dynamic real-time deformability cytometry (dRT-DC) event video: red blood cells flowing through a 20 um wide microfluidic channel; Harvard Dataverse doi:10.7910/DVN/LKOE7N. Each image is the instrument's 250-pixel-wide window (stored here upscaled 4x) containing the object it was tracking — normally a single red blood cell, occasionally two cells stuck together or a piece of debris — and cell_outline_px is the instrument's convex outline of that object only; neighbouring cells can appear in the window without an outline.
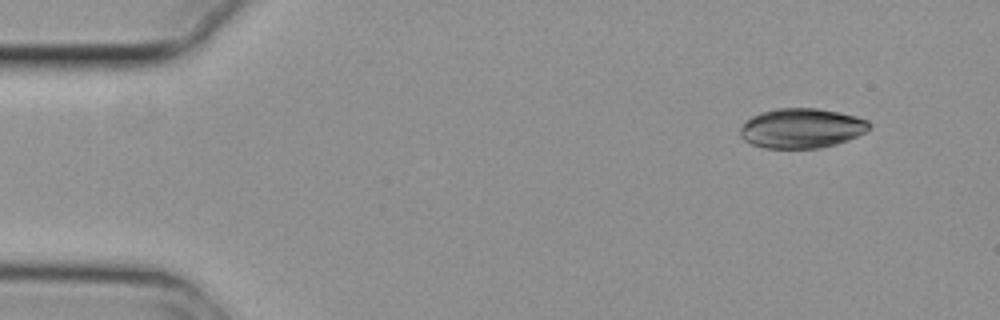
{"species": "common noctule bat (a hibernating species)", "species_latin": "Nyctalus noctula", "temperature_condition": "cold", "stored_images_in_passage": 4, "camera_frame_rate_fps": 3000, "um_per_image_px": 0.085, "animal": {"sex": "female", "body_mass_g": 29.2, "forearm_length_mm": 56.3}, "frame": {"image": 1, "passage_image": 1, "time_ms": 0.0, "image_size_px": [1000, 320], "cell_outline_px": [[872, 128], [848, 140], [836, 144], [820, 148], [764, 148], [752, 144], [744, 140], [740, 136], [740, 128], [752, 116], [760, 112], [776, 108], [816, 108], [840, 112], [856, 116], [868, 120], [872, 124]], "centroid_in_image_um": [68.16, 10.89], "position_along_channel_um": 16.8, "area_um2": 30.06}}
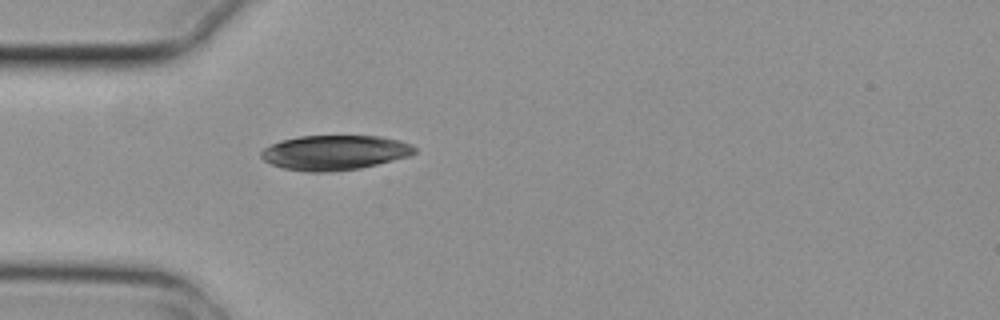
{"frame": {"image": 2, "passage_image": 4, "time_ms": 1.0, "image_size_px": [1000, 320], "cell_outline_px": [[416, 152], [408, 156], [360, 168], [324, 172], [308, 172], [284, 168], [272, 164], [264, 160], [260, 156], [260, 152], [264, 148], [280, 140], [300, 136], [380, 136], [400, 140], [412, 144], [416, 148]], "centroid_in_image_um": [28.44, 12.96], "position_along_channel_um": 56.6, "area_um2": 30.98}}